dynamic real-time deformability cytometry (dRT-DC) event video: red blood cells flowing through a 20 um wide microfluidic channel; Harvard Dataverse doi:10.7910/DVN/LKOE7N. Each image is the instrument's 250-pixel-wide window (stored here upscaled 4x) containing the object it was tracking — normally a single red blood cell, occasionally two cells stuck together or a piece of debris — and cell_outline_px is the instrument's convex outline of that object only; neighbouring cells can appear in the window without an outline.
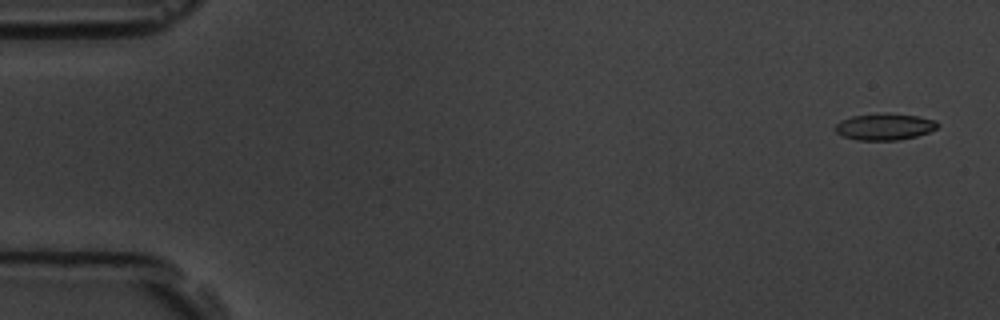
{"species": "common noctule bat (a hibernating species)", "species_latin": "Nyctalus noctula", "temperature_condition": "room temperature", "stored_images_in_passage": 15, "camera_frame_rate_fps": 3000, "um_per_image_px": 0.085, "animal": {"sex": "male", "body_mass_g": 19.5, "forearm_length_mm": 54.6}, "frame": {"image": 1, "passage_image": 1, "time_ms": 0.0, "image_size_px": [1000, 320], "cell_outline_px": [[940, 124], [936, 128], [928, 132], [916, 136], [896, 140], [856, 140], [844, 136], [836, 132], [836, 124], [840, 120], [852, 116], [884, 112], [916, 116], [936, 120]], "centroid_in_image_um": [75.19, 10.76], "position_along_channel_um": 9.8, "area_um2": 15.84}}
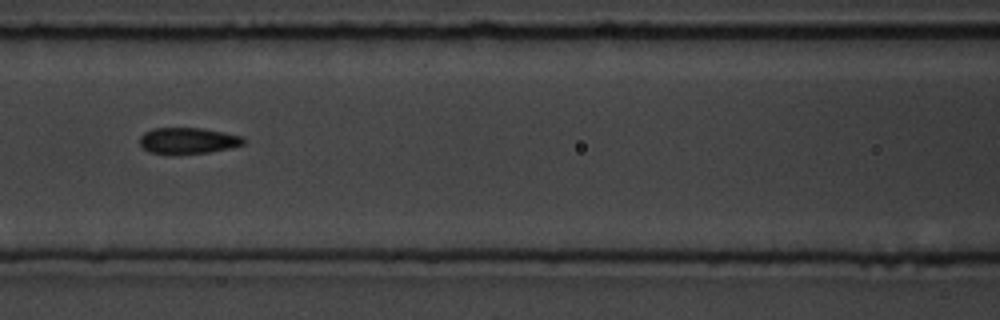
{"frame": {"image": 2, "passage_image": 7, "time_ms": 7.667, "image_size_px": [1000, 320], "cell_outline_px": [[244, 144], [228, 148], [208, 152], [148, 152], [140, 144], [140, 136], [144, 132], [152, 128], [200, 128], [224, 132], [244, 136]], "centroid_in_image_um": [15.99, 11.92], "position_along_channel_um": 150.6, "area_um2": 15.32}}
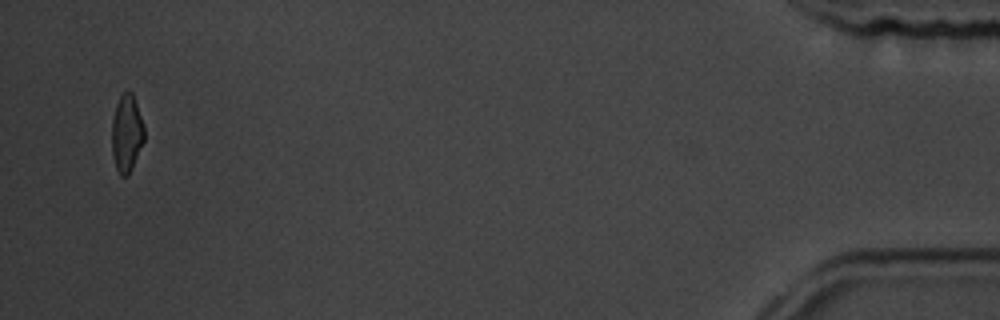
{"frame": {"image": 3, "passage_image": 15, "time_ms": 17.667, "image_size_px": [1000, 320], "cell_outline_px": [[144, 140], [132, 168], [128, 176], [120, 176], [116, 168], [112, 156], [112, 120], [116, 104], [120, 96], [128, 88], [132, 92], [144, 128]], "centroid_in_image_um": [10.75, 11.34], "position_along_channel_um": 424.5, "area_um2": 14.57}, "authors_computed_cell_mechanics": {"area_um2": 15.8372, "velocity_mm_per_s": 3.6068, "shape_relaxation_time_tau1_ms": 3.3446, "shape_relaxation_time_tau2_ms": 1.573, "deformation_change_tau1": 0.1098, "deformation_change_tau2": 0.0476}}